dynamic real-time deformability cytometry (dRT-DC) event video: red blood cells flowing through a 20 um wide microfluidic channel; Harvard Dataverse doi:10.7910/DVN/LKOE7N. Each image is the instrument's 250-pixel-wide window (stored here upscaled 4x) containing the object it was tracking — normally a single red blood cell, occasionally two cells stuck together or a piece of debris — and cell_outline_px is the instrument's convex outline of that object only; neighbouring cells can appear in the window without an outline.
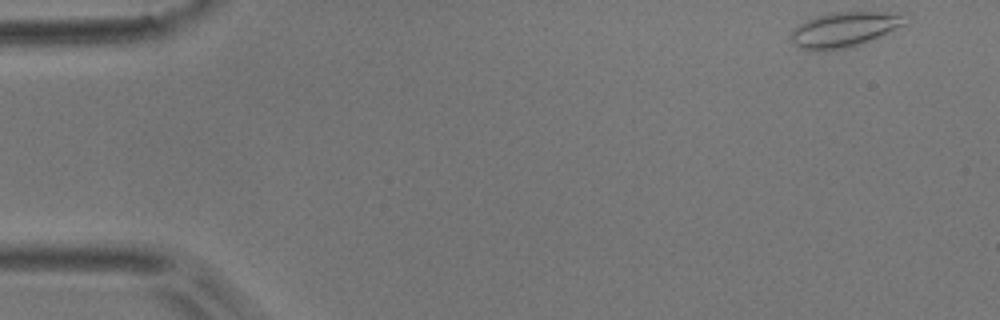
{"species": "common noctule bat (a hibernating species)", "species_latin": "Nyctalus noctula", "temperature_condition": "room temperature", "stored_images_in_passage": 52, "camera_frame_rate_fps": 3000, "um_per_image_px": 0.085, "animal": {"sex": "male", "body_mass_g": 17.9}, "frame": {"image": 1, "passage_image": 1, "time_ms": 0.0, "image_size_px": [1000, 320], "cell_outline_px": [[912, 20], [908, 24], [880, 36], [844, 48], [824, 52], [812, 52], [796, 48], [792, 44], [792, 28], [816, 16], [832, 12], [908, 12], [912, 16]], "centroid_in_image_um": [71.85, 2.5], "position_along_channel_um": 13.1, "area_um2": 24.04}}
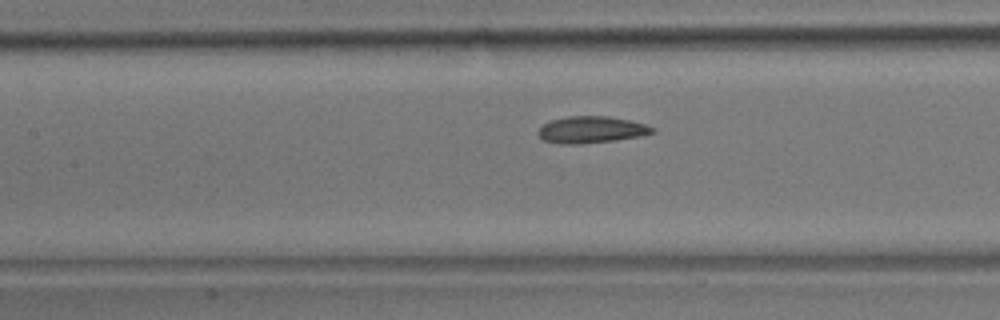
{"frame": {"image": 2, "passage_image": 22, "time_ms": 7.0, "image_size_px": [1000, 320], "cell_outline_px": [[656, 132], [640, 136], [612, 140], [580, 144], [560, 144], [544, 140], [536, 132], [544, 124], [552, 120], [568, 116], [608, 116], [628, 120], [644, 124], [656, 128]], "centroid_in_image_um": [50.26, 11.02], "position_along_channel_um": 157.1, "area_um2": 17.63}}
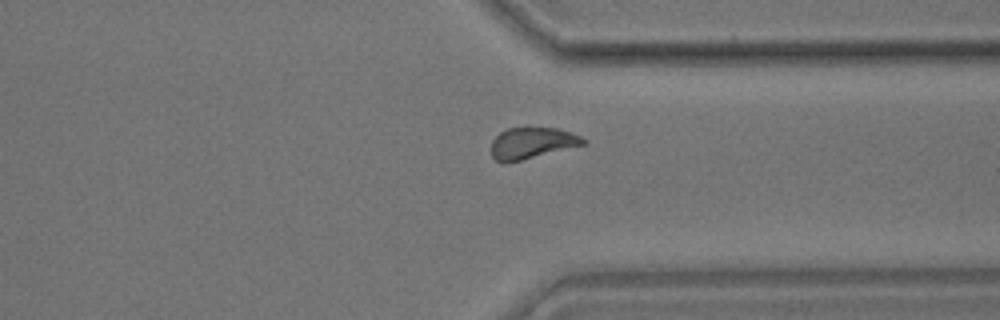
{"frame": {"image": 3, "passage_image": 39, "time_ms": 12.667, "image_size_px": [1000, 320], "cell_outline_px": [[588, 144], [504, 164], [496, 160], [492, 156], [492, 140], [500, 132], [508, 128], [556, 128], [572, 132], [588, 140]], "centroid_in_image_um": [45.26, 12.17], "position_along_channel_um": 366.1, "area_um2": 16.88}, "authors_computed_cell_mechanics": {"area_um2": 17.4556, "velocity_mm_per_s": 3.6953, "shape_relaxation_time_tau1_ms": 4.7544, "shape_relaxation_time_tau2_ms": 1.5519, "deformation_change_tau1": 0.1164, "deformation_change_tau2": 0.0543}}